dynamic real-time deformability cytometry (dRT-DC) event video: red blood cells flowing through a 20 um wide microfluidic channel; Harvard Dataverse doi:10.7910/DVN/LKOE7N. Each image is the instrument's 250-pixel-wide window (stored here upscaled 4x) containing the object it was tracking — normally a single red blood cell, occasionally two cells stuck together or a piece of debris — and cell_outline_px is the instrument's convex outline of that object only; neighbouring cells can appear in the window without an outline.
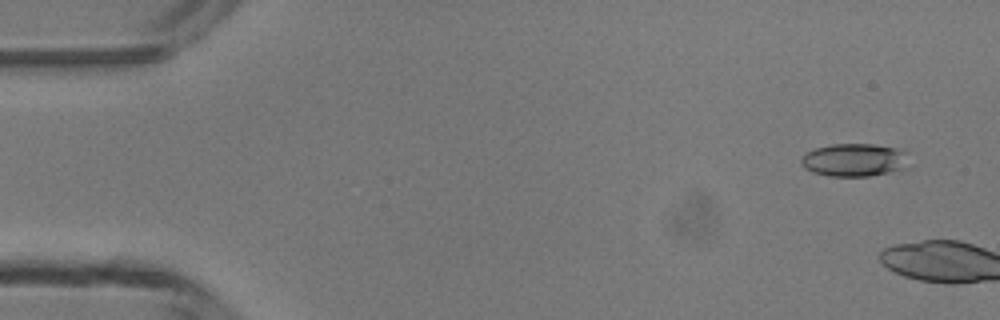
{"species": "common noctule bat (a hibernating species)", "species_latin": "Nyctalus noctula", "temperature_condition": "room temperature", "stored_images_in_passage": 6, "camera_frame_rate_fps": 3000, "um_per_image_px": 0.085, "animal": {"sex": "male", "body_mass_g": 13.3}, "frame": {"image": 1, "passage_image": 1, "time_ms": 0.0, "image_size_px": [1000, 320], "cell_outline_px": [[904, 152], [900, 168], [888, 172], [868, 176], [828, 176], [812, 172], [804, 168], [800, 164], [800, 160], [808, 152], [816, 148], [832, 144], [872, 144], [896, 148]], "centroid_in_image_um": [72.46, 13.6], "position_along_channel_um": 12.5, "area_um2": 19.94}}